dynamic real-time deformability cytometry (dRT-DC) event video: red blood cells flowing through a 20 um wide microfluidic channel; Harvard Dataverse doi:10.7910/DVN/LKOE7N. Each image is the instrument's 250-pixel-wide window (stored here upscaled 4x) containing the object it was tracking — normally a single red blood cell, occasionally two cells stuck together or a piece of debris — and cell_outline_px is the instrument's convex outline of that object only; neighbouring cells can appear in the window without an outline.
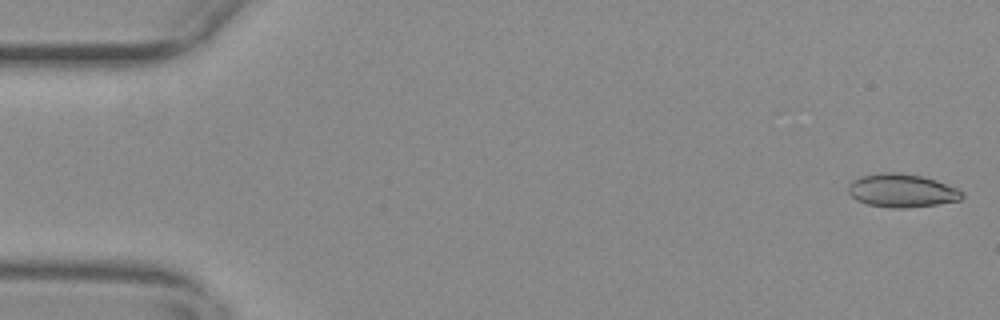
{"species": "common noctule bat (a hibernating species)", "species_latin": "Nyctalus noctula", "temperature_condition": "warm", "stored_images_in_passage": 10, "camera_frame_rate_fps": 3000, "um_per_image_px": 0.085, "animal": {"sex": "female", "body_mass_g": 29.2, "forearm_length_mm": 56.3}, "frame": {"image": 1, "passage_image": 1, "time_ms": 0.0, "image_size_px": [1000, 320], "cell_outline_px": [[964, 196], [960, 200], [936, 204], [904, 208], [892, 208], [868, 204], [856, 200], [848, 192], [848, 184], [852, 180], [860, 176], [880, 172], [900, 172], [920, 176], [936, 180], [956, 188], [964, 192]], "centroid_in_image_um": [76.63, 16.19], "position_along_channel_um": 8.4, "area_um2": 22.14}}